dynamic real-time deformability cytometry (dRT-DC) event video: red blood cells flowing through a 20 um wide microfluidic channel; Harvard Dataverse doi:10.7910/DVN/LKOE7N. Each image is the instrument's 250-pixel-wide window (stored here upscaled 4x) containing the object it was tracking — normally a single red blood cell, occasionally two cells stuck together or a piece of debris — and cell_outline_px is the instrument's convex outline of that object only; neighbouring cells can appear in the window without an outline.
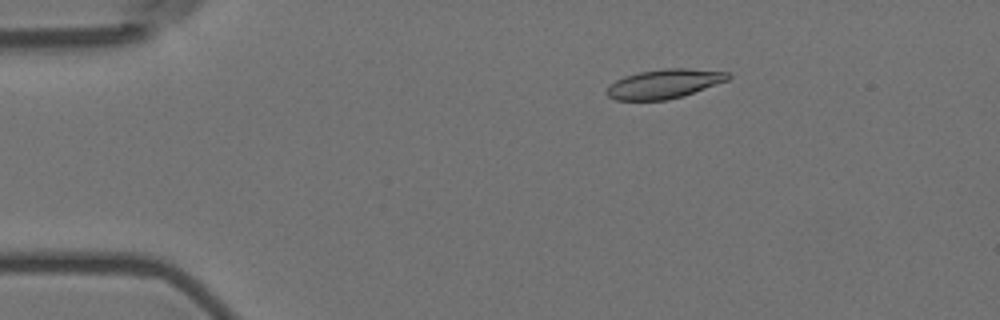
{"species": "Egyptian fruit bat (a non-hibernating species)", "species_latin": "Rousettus aegyptiacus", "temperature_condition": "room temperature", "stored_images_in_passage": 19, "camera_frame_rate_fps": 3000, "um_per_image_px": 0.085, "animal": {"sex": "female"}, "frame": {"image": 1, "passage_image": 10, "time_ms": 3.0, "image_size_px": [1000, 320], "cell_outline_px": [[732, 76], [728, 80], [684, 96], [664, 100], [616, 100], [608, 96], [604, 92], [616, 80], [624, 76], [640, 72], [664, 68], [688, 68], [728, 72]], "centroid_in_image_um": [56.47, 7.12], "position_along_channel_um": 28.5, "area_um2": 20.63}}
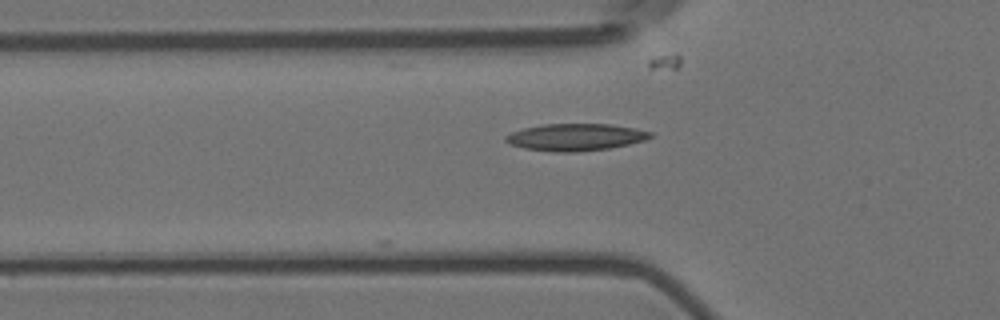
{"frame": {"image": 2, "passage_image": 19, "time_ms": 6.0, "image_size_px": [1000, 320], "cell_outline_px": [[652, 136], [644, 140], [628, 144], [608, 148], [576, 152], [552, 152], [524, 148], [512, 144], [504, 140], [504, 136], [512, 132], [524, 128], [544, 124], [608, 124], [636, 128], [652, 132]], "centroid_in_image_um": [48.91, 11.65], "position_along_channel_um": 76.9, "area_um2": 22.66}}